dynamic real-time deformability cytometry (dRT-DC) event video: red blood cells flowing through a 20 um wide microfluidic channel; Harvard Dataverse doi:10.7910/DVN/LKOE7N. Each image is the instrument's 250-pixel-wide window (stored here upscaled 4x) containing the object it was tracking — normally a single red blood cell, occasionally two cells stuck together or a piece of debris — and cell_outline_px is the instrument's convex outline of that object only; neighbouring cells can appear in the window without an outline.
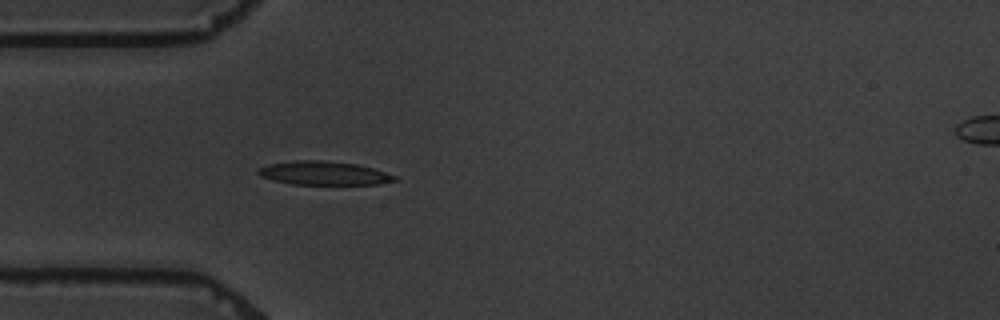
{"species": "common noctule bat (a hibernating species)", "species_latin": "Nyctalus noctula", "temperature_condition": "warm", "stored_images_in_passage": 2, "camera_frame_rate_fps": 3000, "um_per_image_px": 0.085, "animal": {"sex": "male", "body_mass_g": 19.5, "forearm_length_mm": 54.6}, "frame": {"image": 1, "passage_image": 1, "time_ms": 0.0, "image_size_px": [1000, 320], "cell_outline_px": [[400, 180], [376, 184], [292, 184], [260, 176], [256, 172], [260, 168], [268, 164], [292, 160], [324, 160], [356, 164], [372, 168], [396, 176]], "centroid_in_image_um": [27.53, 14.71], "position_along_channel_um": 57.5, "area_um2": 18.67}}